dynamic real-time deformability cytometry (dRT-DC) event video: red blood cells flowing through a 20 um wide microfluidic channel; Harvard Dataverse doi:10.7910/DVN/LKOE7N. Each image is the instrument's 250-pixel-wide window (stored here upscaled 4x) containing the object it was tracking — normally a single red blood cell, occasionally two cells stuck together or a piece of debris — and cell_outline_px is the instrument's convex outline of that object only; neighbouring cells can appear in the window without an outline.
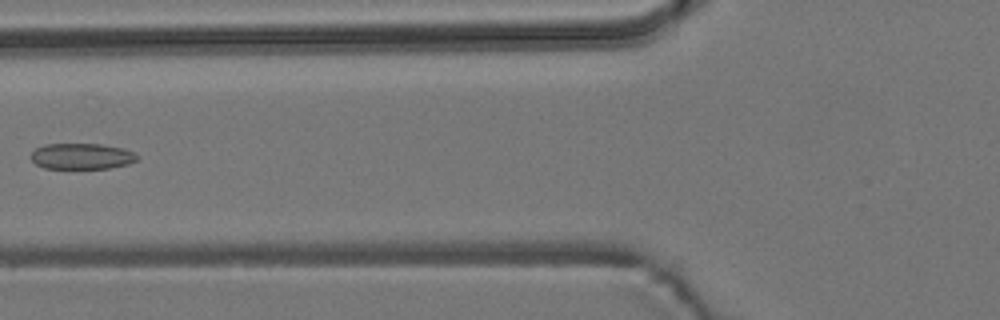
{"species": "common noctule bat (a hibernating species)", "species_latin": "Nyctalus noctula", "temperature_condition": "room temperature", "stored_images_in_passage": 4, "camera_frame_rate_fps": 3000, "um_per_image_px": 0.085, "animal": {"sex": "male", "body_mass_g": 19.2, "forearm_length_mm": 51.8}, "frame": {"image": 1, "passage_image": 3, "time_ms": 2.333, "image_size_px": [1000, 320], "cell_outline_px": [[140, 156], [136, 160], [128, 164], [108, 168], [44, 168], [36, 164], [28, 156], [36, 148], [44, 144], [100, 144], [124, 148]], "centroid_in_image_um": [6.92, 13.27], "position_along_channel_um": 118.9, "area_um2": 16.07}}
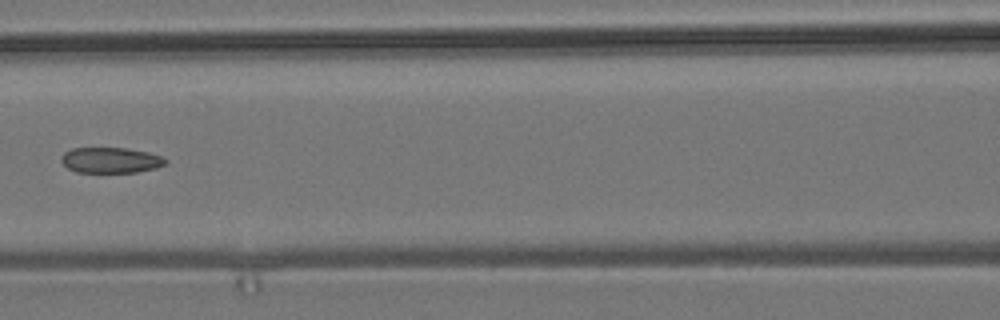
{"frame": {"image": 2, "passage_image": 4, "time_ms": 3.333, "image_size_px": [1000, 320], "cell_outline_px": [[168, 164], [156, 168], [136, 172], [76, 172], [68, 168], [60, 160], [60, 156], [64, 152], [72, 148], [124, 148], [148, 152], [160, 156], [168, 160]], "centroid_in_image_um": [9.41, 13.61], "position_along_channel_um": 157.2, "area_um2": 15.61}}